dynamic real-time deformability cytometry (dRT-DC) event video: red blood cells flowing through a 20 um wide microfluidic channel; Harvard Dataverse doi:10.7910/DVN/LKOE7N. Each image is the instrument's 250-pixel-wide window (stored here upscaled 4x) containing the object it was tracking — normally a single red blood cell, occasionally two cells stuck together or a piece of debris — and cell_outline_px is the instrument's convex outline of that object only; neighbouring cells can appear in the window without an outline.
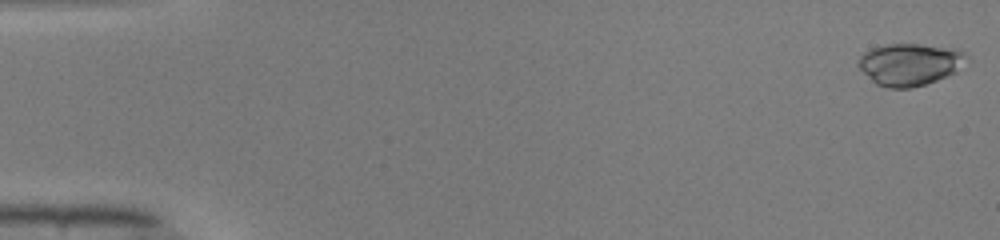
{"species": "common noctule bat (a hibernating species)", "species_latin": "Nyctalus noctula", "temperature_condition": "warm", "stored_images_in_passage": 44, "camera_frame_rate_fps": 3000, "um_per_image_px": 0.085, "animal": {"sex": "male", "body_mass_g": 19.0, "forearm_length_mm": 50.8}, "frame": {"image": 1, "passage_image": 1, "time_ms": 0.0, "image_size_px": [1000, 240], "cell_outline_px": [[964, 56], [956, 72], [936, 80], [912, 88], [888, 88], [876, 84], [856, 64], [860, 56], [864, 52], [872, 48], [888, 44], [920, 44], [956, 48], [964, 52]], "centroid_in_image_um": [77.28, 5.46], "position_along_channel_um": 7.7, "area_um2": 26.13}}
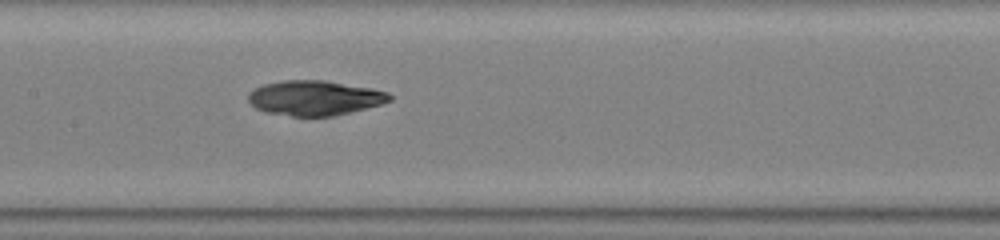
{"frame": {"image": 2, "passage_image": 25, "time_ms": 8.0, "image_size_px": [1000, 240], "cell_outline_px": [[392, 100], [380, 104], [332, 116], [292, 116], [268, 112], [256, 108], [248, 100], [248, 92], [252, 88], [264, 84], [280, 80], [324, 80], [372, 88], [388, 92], [392, 96]], "centroid_in_image_um": [26.72, 8.31], "position_along_channel_um": 180.7, "area_um2": 28.61}}
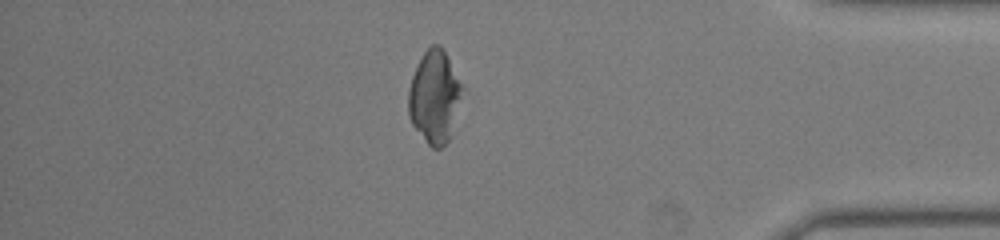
{"frame": {"image": 3, "passage_image": 43, "time_ms": 14.0, "image_size_px": [1000, 240], "cell_outline_px": [[468, 92], [448, 140], [440, 148], [432, 148], [428, 144], [412, 124], [408, 116], [408, 88], [412, 76], [424, 52], [432, 44], [440, 44], [444, 48], [468, 88]], "centroid_in_image_um": [37.04, 8.18], "position_along_channel_um": 398.2, "area_um2": 30.46}}